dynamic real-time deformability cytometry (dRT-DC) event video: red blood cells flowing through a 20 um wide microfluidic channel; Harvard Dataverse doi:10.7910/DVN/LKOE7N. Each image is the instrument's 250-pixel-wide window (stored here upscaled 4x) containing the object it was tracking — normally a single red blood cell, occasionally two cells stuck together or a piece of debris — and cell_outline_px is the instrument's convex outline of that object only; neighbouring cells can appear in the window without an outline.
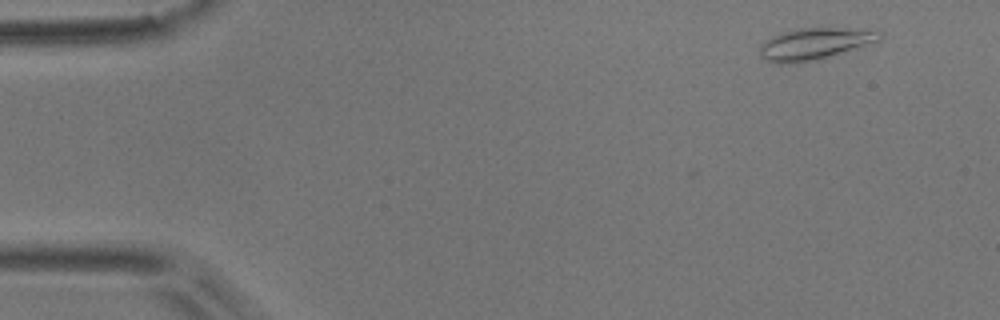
{"species": "common noctule bat (a hibernating species)", "species_latin": "Nyctalus noctula", "temperature_condition": "room temperature", "stored_images_in_passage": 4, "camera_frame_rate_fps": 3000, "um_per_image_px": 0.085, "animal": {"sex": "male", "body_mass_g": 17.9}, "frame": {"image": 1, "passage_image": 1, "time_ms": 0.0, "image_size_px": [1000, 320], "cell_outline_px": [[884, 32], [880, 40], [816, 60], [784, 64], [776, 64], [760, 56], [760, 44], [764, 40], [772, 36], [784, 32], [800, 28], [836, 28]], "centroid_in_image_um": [69.17, 3.73], "position_along_channel_um": 15.8, "area_um2": 21.62}}